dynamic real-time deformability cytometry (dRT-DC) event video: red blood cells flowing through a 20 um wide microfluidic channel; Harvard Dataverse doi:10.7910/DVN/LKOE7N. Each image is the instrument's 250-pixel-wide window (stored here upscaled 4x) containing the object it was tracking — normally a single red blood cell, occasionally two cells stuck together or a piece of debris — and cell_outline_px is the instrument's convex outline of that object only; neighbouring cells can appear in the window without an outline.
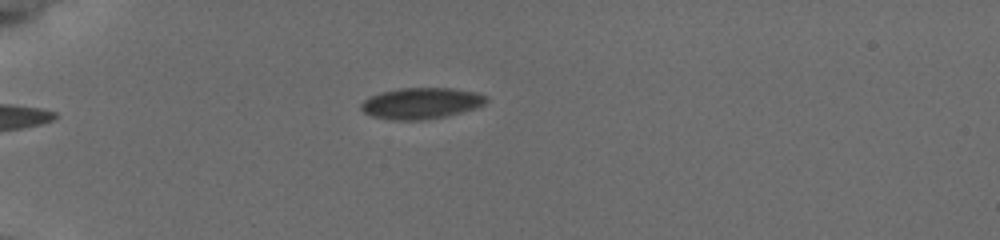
{"species": "common noctule bat (a hibernating species)", "species_latin": "Nyctalus noctula", "temperature_condition": "cold", "stored_images_in_passage": 40, "camera_frame_rate_fps": 3000, "um_per_image_px": 0.085, "animal": {"sex": "female", "body_mass_g": 19.5, "forearm_length_mm": 54.1}, "frame": {"image": 1, "passage_image": 2, "time_ms": 0.333, "image_size_px": [1000, 240], "cell_outline_px": [[488, 100], [484, 104], [476, 108], [444, 116], [424, 120], [392, 120], [372, 116], [364, 112], [360, 108], [360, 104], [364, 100], [380, 92], [400, 88], [452, 88], [476, 92], [484, 96]], "centroid_in_image_um": [35.78, 8.78], "position_along_channel_um": 49.2, "area_um2": 22.6}}
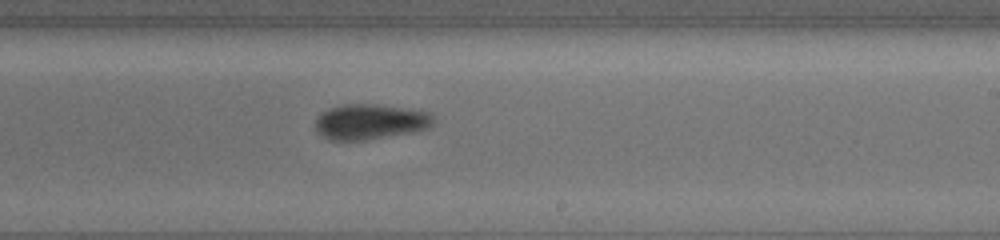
{"frame": {"image": 2, "passage_image": 21, "time_ms": 6.667, "image_size_px": [1000, 240], "cell_outline_px": [[432, 124], [428, 128], [412, 132], [368, 140], [328, 140], [316, 132], [316, 120], [324, 112], [332, 108], [344, 104], [376, 104], [428, 112], [432, 116]], "centroid_in_image_um": [31.44, 10.37], "position_along_channel_um": 257.6, "area_um2": 23.99}}
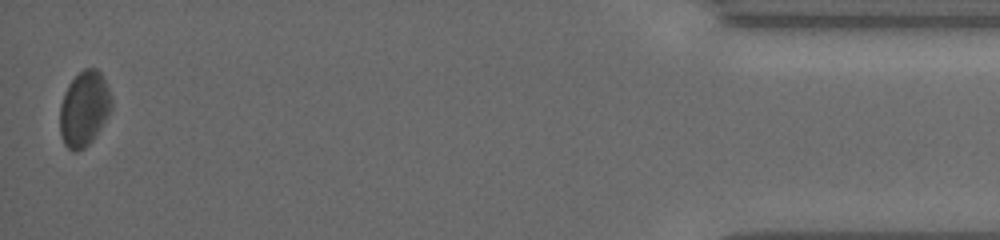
{"frame": {"image": 3, "passage_image": 40, "time_ms": 13.0, "image_size_px": [1000, 240], "cell_outline_px": [[112, 108], [100, 128], [92, 140], [84, 148], [76, 152], [72, 152], [64, 144], [60, 136], [60, 104], [64, 92], [68, 84], [84, 68], [96, 68], [100, 72], [108, 88], [112, 100]], "centroid_in_image_um": [7.13, 9.25], "position_along_channel_um": 428.1, "area_um2": 22.54}, "authors_computed_cell_mechanics": {"area_um2": 22.9466, "velocity_mm_per_s": 3.819, "shape_relaxation_time_tau1_ms": 1.4663, "shape_relaxation_time_tau2_ms": null, "deformation_change_tau1": 0.043, "deformation_change_tau2": null}}